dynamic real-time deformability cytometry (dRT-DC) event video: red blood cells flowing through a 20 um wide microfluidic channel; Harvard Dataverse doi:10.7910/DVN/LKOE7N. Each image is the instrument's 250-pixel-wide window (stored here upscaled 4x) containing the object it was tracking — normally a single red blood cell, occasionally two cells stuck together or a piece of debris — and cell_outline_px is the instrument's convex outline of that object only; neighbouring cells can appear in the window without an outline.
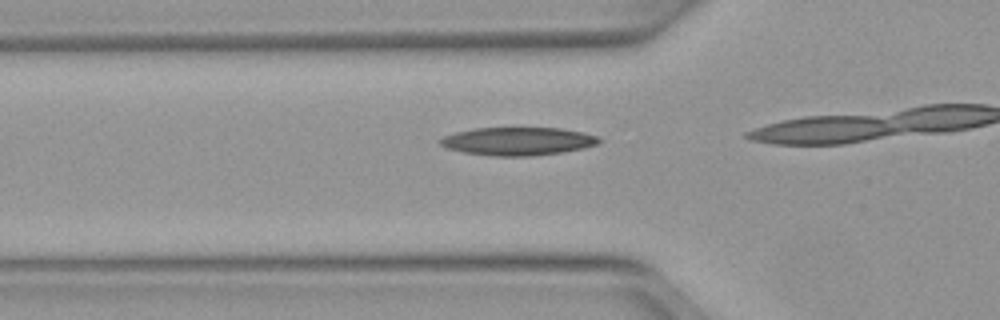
{"species": "Egyptian fruit bat (a non-hibernating species)", "species_latin": "Rousettus aegyptiacus", "temperature_condition": "warm", "stored_images_in_passage": 7, "camera_frame_rate_fps": 3000, "um_per_image_px": 0.085, "animal": {"sex": "female"}, "frame": {"image": 1, "passage_image": 3, "time_ms": 0.667, "image_size_px": [1000, 320], "cell_outline_px": [[600, 140], [596, 144], [584, 148], [560, 152], [532, 156], [492, 156], [464, 152], [448, 148], [440, 144], [436, 140], [444, 136], [456, 132], [472, 128], [560, 128], [584, 132], [600, 136]], "centroid_in_image_um": [44.01, 12.0], "position_along_channel_um": 81.8, "area_um2": 26.01}}